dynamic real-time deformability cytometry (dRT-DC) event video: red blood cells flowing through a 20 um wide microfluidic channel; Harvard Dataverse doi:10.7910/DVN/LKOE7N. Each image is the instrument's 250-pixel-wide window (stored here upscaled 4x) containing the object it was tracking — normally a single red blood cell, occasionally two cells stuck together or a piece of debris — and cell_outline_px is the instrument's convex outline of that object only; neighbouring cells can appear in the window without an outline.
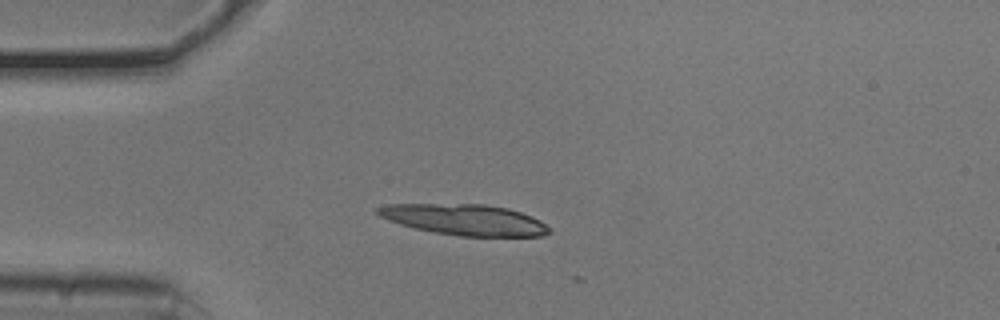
{"species": "common noctule bat (a hibernating species)", "species_latin": "Nyctalus noctula", "temperature_condition": "cold", "stored_images_in_passage": 2, "camera_frame_rate_fps": 3000, "um_per_image_px": 0.085, "animal": {"sex": "male", "body_mass_g": 20.5, "forearm_length_mm": 52.5}, "frame": {"image": 1, "passage_image": 1, "time_ms": 0.0, "image_size_px": [1000, 320], "cell_outline_px": [[552, 232], [544, 236], [460, 236], [436, 232], [416, 228], [400, 224], [380, 216], [372, 208], [388, 204], [484, 204], [508, 208], [532, 216], [540, 220], [552, 228]], "centroid_in_image_um": [39.53, 18.67], "position_along_channel_um": 45.5, "area_um2": 30.92}}